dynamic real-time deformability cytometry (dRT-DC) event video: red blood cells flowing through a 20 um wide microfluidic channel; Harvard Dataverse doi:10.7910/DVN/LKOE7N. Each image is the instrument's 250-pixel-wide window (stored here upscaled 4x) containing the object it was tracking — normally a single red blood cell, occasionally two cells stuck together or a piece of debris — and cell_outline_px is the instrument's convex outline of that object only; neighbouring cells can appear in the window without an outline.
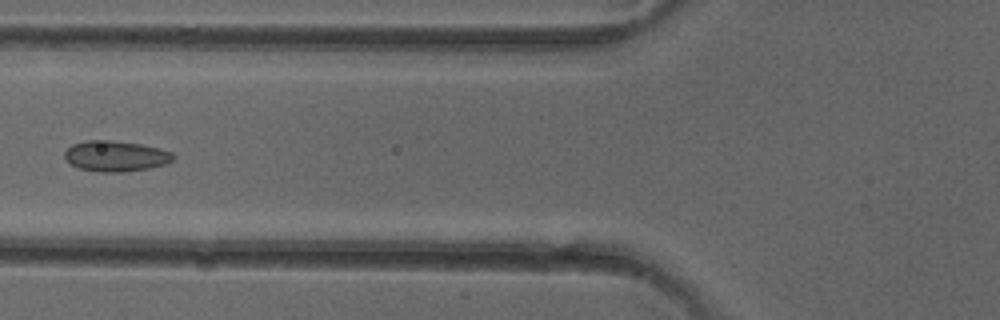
{"species": "common noctule bat (a hibernating species)", "species_latin": "Nyctalus noctula", "temperature_condition": "cold", "stored_images_in_passage": 5, "camera_frame_rate_fps": 3000, "um_per_image_px": 0.085, "animal": {"sex": "female"}, "frame": {"image": 1, "passage_image": 5, "time_ms": 5.667, "image_size_px": [1000, 320], "cell_outline_px": [[176, 160], [164, 164], [148, 168], [120, 172], [100, 172], [76, 168], [64, 160], [64, 152], [72, 144], [84, 140], [108, 140], [140, 144], [172, 152], [176, 156]], "centroid_in_image_um": [9.79, 13.27], "position_along_channel_um": 116.0, "area_um2": 19.54}}